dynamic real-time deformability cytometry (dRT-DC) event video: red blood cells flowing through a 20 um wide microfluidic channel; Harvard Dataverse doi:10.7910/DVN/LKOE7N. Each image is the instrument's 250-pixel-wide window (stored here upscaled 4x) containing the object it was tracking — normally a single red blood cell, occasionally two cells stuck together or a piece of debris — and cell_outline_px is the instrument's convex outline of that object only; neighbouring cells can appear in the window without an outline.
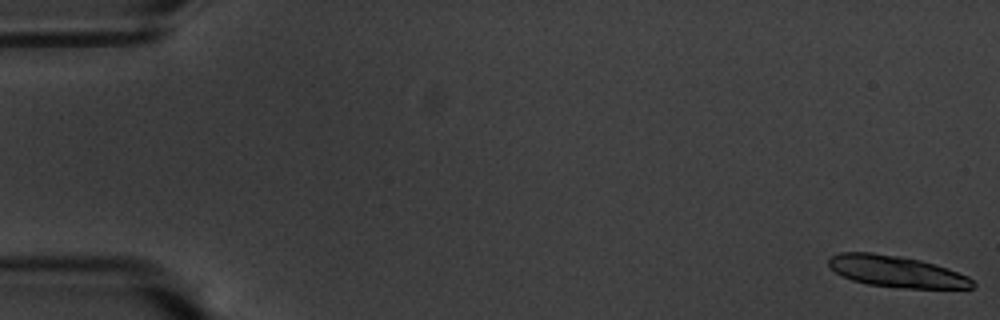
{"species": "common noctule bat (a hibernating species)", "species_latin": "Nyctalus noctula", "temperature_condition": "warm", "stored_images_in_passage": 17, "camera_frame_rate_fps": 3000, "um_per_image_px": 0.085, "animal": {"sex": "male", "body_mass_g": 20.1, "forearm_length_mm": 53.5}, "frame": {"image": 1, "passage_image": 1, "time_ms": 0.0, "image_size_px": [1000, 320], "cell_outline_px": [[976, 284], [972, 288], [908, 288], [868, 284], [852, 280], [836, 272], [828, 264], [828, 256], [840, 252], [872, 252], [900, 256], [920, 260], [936, 264], [948, 268], [968, 276]], "centroid_in_image_um": [76.19, 23.06], "position_along_channel_um": 8.8, "area_um2": 26.3}}